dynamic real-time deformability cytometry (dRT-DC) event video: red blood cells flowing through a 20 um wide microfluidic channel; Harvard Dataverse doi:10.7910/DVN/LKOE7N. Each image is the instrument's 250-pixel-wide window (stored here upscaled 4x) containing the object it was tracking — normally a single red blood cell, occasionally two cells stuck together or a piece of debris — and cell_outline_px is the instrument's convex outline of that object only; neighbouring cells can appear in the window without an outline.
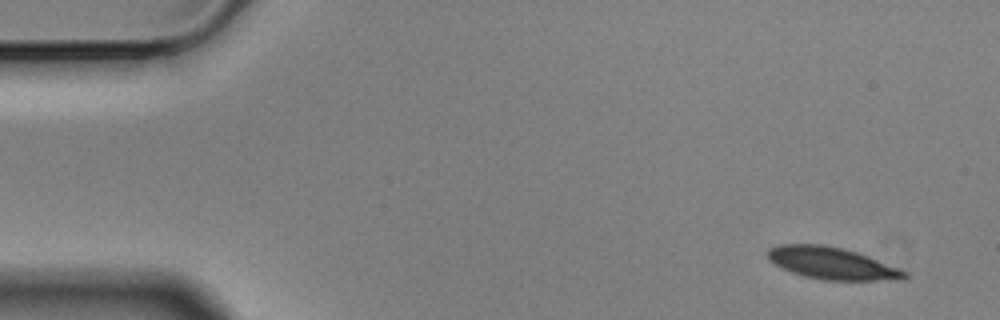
{"species": "Egyptian fruit bat (a non-hibernating species)", "species_latin": "Rousettus aegyptiacus", "temperature_condition": "cold", "stored_images_in_passage": 8, "camera_frame_rate_fps": 3000, "um_per_image_px": 0.085, "animal": {"sex": "male"}, "frame": {"image": 1, "passage_image": 1, "time_ms": 0.0, "image_size_px": [1000, 320], "cell_outline_px": [[908, 276], [904, 280], [824, 280], [804, 276], [792, 272], [768, 260], [768, 248], [780, 244], [824, 244], [856, 252], [868, 256], [900, 268], [908, 272]], "centroid_in_image_um": [70.75, 22.38], "position_along_channel_um": 14.3, "area_um2": 25.49}}
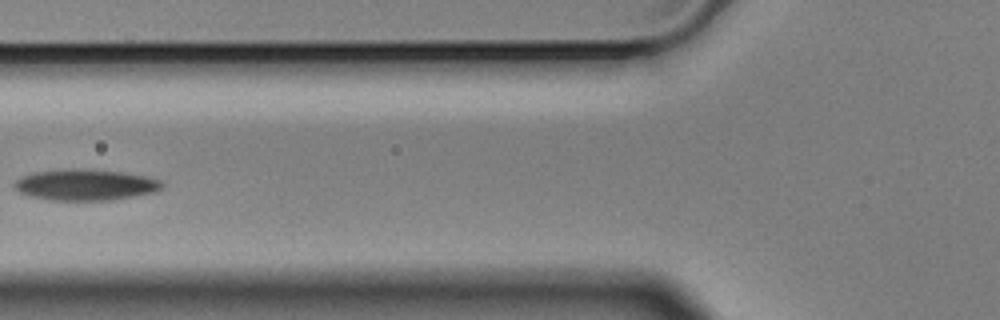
{"frame": {"image": 2, "passage_image": 6, "time_ms": 1.667, "image_size_px": [1000, 320], "cell_outline_px": [[164, 188], [156, 192], [108, 200], [48, 200], [28, 196], [12, 188], [12, 184], [20, 176], [36, 172], [68, 168], [72, 168], [120, 172], [144, 176], [160, 180], [164, 184]], "centroid_in_image_um": [7.21, 15.71], "position_along_channel_um": 118.6, "area_um2": 26.82}}
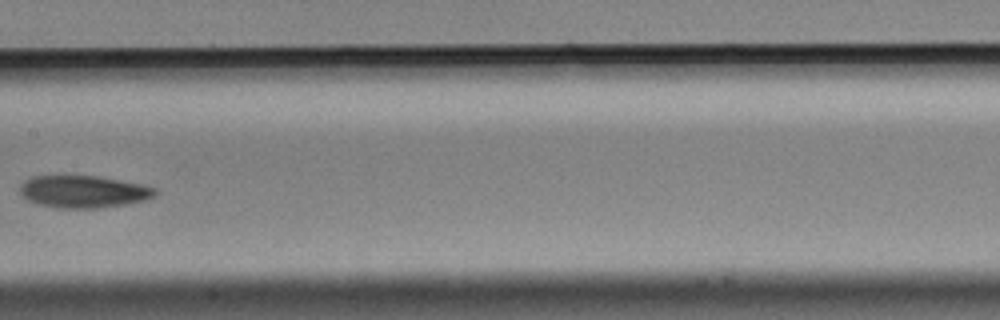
{"frame": {"image": 3, "passage_image": 8, "time_ms": 2.333, "image_size_px": [1000, 320], "cell_outline_px": [[156, 192], [152, 196], [144, 200], [128, 204], [96, 208], [56, 208], [36, 204], [28, 200], [20, 192], [20, 184], [24, 180], [32, 176], [96, 176], [144, 184], [156, 188]], "centroid_in_image_um": [7.07, 16.29], "position_along_channel_um": 200.3, "area_um2": 25.43}}